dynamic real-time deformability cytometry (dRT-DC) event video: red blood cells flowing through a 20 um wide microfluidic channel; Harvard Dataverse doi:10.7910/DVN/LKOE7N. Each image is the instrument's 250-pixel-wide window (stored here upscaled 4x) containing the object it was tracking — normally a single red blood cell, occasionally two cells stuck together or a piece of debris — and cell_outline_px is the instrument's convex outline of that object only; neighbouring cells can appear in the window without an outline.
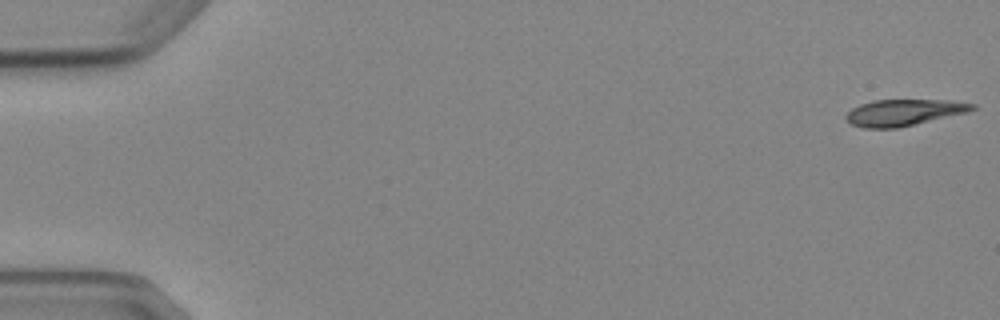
{"species": "Egyptian fruit bat (a non-hibernating species)", "species_latin": "Rousettus aegyptiacus", "temperature_condition": "cold", "stored_images_in_passage": 3, "camera_frame_rate_fps": 3000, "um_per_image_px": 0.085, "animal": {"sex": "female"}, "frame": {"image": 1, "passage_image": 1, "time_ms": 0.0, "image_size_px": [1000, 320], "cell_outline_px": [[976, 108], [968, 112], [896, 128], [864, 128], [852, 124], [844, 116], [852, 108], [860, 104], [872, 100], [952, 100], [976, 104]], "centroid_in_image_um": [76.83, 9.55], "position_along_channel_um": 8.2, "area_um2": 19.31}}